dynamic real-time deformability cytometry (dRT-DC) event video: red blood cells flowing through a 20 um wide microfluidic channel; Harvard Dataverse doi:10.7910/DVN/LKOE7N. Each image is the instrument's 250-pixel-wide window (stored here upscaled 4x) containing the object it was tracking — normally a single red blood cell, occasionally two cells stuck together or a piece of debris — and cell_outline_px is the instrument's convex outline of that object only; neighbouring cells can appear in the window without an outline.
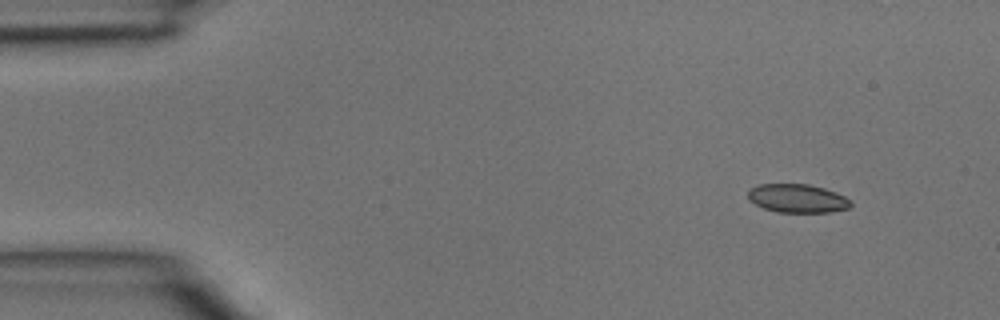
{"species": "common noctule bat (a hibernating species)", "species_latin": "Nyctalus noctula", "temperature_condition": "room temperature", "stored_images_in_passage": 41, "camera_frame_rate_fps": 3000, "um_per_image_px": 0.085, "animal": {"sex": "male", "body_mass_g": 15.6}, "frame": {"image": 1, "passage_image": 1, "time_ms": 0.0, "image_size_px": [1000, 320], "cell_outline_px": [[852, 204], [848, 208], [832, 212], [776, 212], [764, 208], [748, 200], [748, 188], [760, 184], [808, 184], [824, 188], [836, 192], [852, 200]], "centroid_in_image_um": [67.78, 16.86], "position_along_channel_um": 17.2, "area_um2": 17.22}}
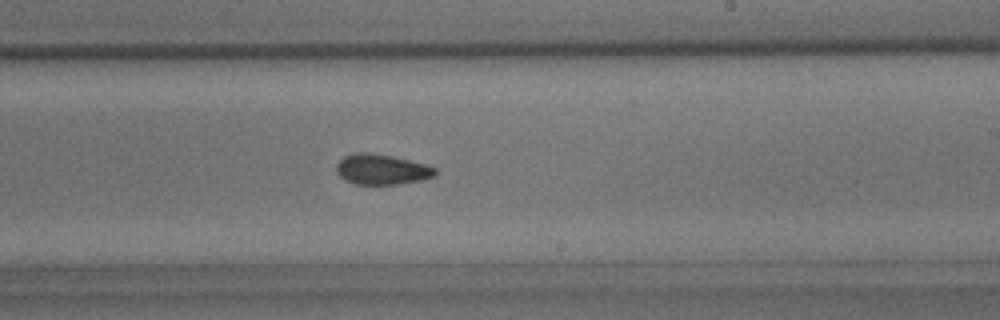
{"frame": {"image": 2, "passage_image": 23, "time_ms": 7.333, "image_size_px": [1000, 320], "cell_outline_px": [[436, 176], [420, 180], [396, 184], [356, 184], [344, 180], [336, 172], [336, 164], [344, 156], [356, 152], [368, 152], [392, 156], [424, 164], [436, 168]], "centroid_in_image_um": [32.41, 14.39], "position_along_channel_um": 256.6, "area_um2": 17.4}}
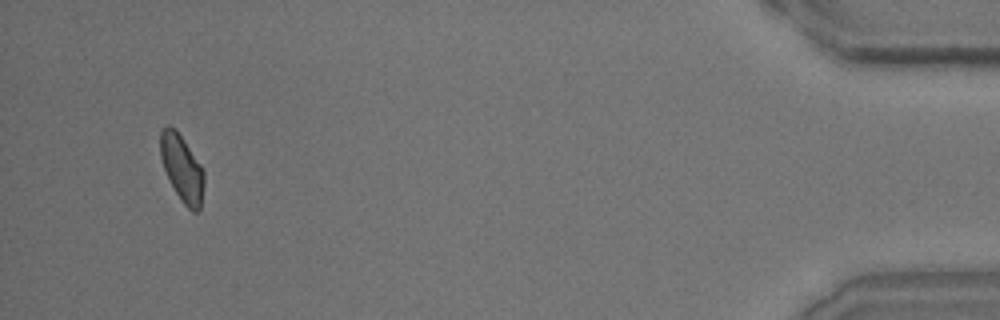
{"frame": {"image": 3, "passage_image": 39, "time_ms": 12.667, "image_size_px": [1000, 320], "cell_outline_px": [[204, 184], [200, 212], [192, 212], [184, 204], [176, 192], [164, 168], [160, 156], [160, 132], [168, 124], [180, 136], [200, 164], [204, 172]], "centroid_in_image_um": [15.48, 14.35], "position_along_channel_um": 419.7, "area_um2": 16.53}}